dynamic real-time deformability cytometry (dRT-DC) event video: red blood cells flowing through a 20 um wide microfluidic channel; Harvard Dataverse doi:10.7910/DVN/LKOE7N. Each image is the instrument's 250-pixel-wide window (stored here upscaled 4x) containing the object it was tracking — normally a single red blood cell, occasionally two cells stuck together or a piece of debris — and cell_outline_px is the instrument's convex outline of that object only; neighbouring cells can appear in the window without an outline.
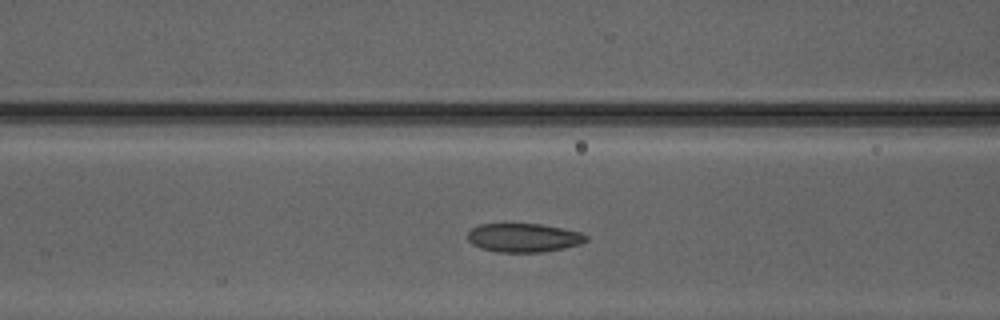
{"species": "Egyptian fruit bat (a non-hibernating species)", "species_latin": "Rousettus aegyptiacus", "temperature_condition": "warm", "stored_images_in_passage": 37, "camera_frame_rate_fps": 3000, "um_per_image_px": 0.085, "animal": {"sex": "male"}, "frame": {"image": 1, "passage_image": 16, "time_ms": 5.0, "image_size_px": [1000, 320], "cell_outline_px": [[588, 240], [580, 244], [564, 248], [544, 252], [496, 252], [480, 248], [472, 244], [468, 240], [468, 232], [472, 228], [480, 224], [540, 224], [580, 232], [588, 236]], "centroid_in_image_um": [44.5, 20.21], "position_along_channel_um": 122.1, "area_um2": 19.83}}
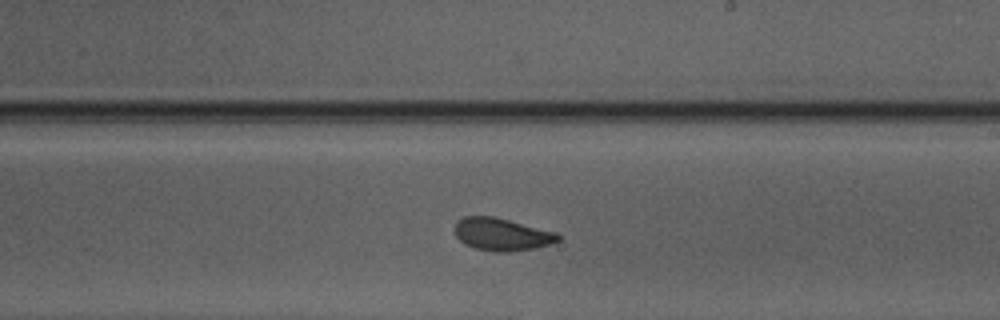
{"frame": {"image": 2, "passage_image": 25, "time_ms": 8.0, "image_size_px": [1000, 320], "cell_outline_px": [[560, 240], [536, 248], [508, 252], [496, 252], [476, 248], [464, 244], [456, 236], [456, 220], [464, 216], [492, 216], [556, 232], [560, 236]], "centroid_in_image_um": [42.64, 19.92], "position_along_channel_um": 246.4, "area_um2": 19.42}}
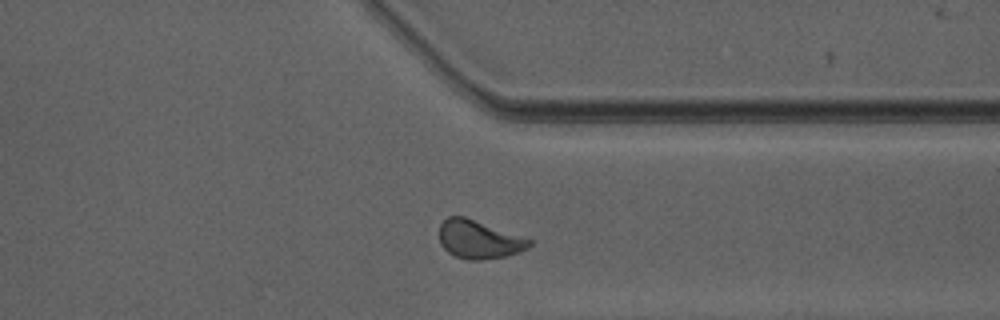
{"frame": {"image": 3, "passage_image": 34, "time_ms": 11.0, "image_size_px": [1000, 320], "cell_outline_px": [[532, 244], [528, 248], [520, 252], [504, 256], [480, 260], [468, 260], [456, 256], [448, 252], [440, 244], [440, 224], [448, 216], [464, 216], [532, 240]], "centroid_in_image_um": [40.7, 20.36], "position_along_channel_um": 370.7, "area_um2": 19.88}, "authors_computed_cell_mechanics": {"area_um2": 19.941, "velocity_mm_per_s": 4.1481, "shape_relaxation_time_tau1_ms": 3.2533, "shape_relaxation_time_tau2_ms": 1.2011, "deformation_change_tau1": 0.1106, "deformation_change_tau2": 0.0669}}